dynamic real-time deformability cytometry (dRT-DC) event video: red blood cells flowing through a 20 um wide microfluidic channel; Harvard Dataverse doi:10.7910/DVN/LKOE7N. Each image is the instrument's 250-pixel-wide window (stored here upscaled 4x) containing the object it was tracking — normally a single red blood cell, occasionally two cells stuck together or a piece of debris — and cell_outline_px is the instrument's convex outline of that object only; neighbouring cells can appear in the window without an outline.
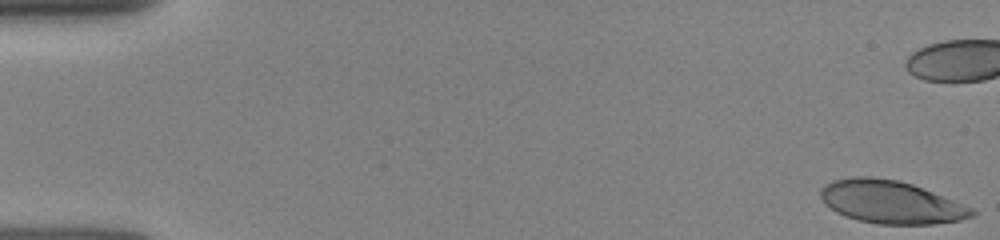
{"species": "human", "species_latin": "Homo sapiens", "temperature_condition": "room temperature", "stored_images_in_passage": 29, "camera_frame_rate_fps": 3000, "um_per_image_px": 0.085, "donor": {"sex": "female"}, "frame": {"image": 1, "passage_image": 1, "time_ms": 0.0, "image_size_px": [1000, 240], "cell_outline_px": [[976, 212], [972, 216], [960, 220], [932, 224], [876, 224], [856, 220], [844, 216], [836, 212], [824, 204], [820, 196], [820, 188], [824, 184], [832, 180], [852, 176], [868, 176], [896, 180], [912, 184], [972, 208]], "centroid_in_image_um": [75.64, 17.17], "position_along_channel_um": 9.4, "area_um2": 37.74}}
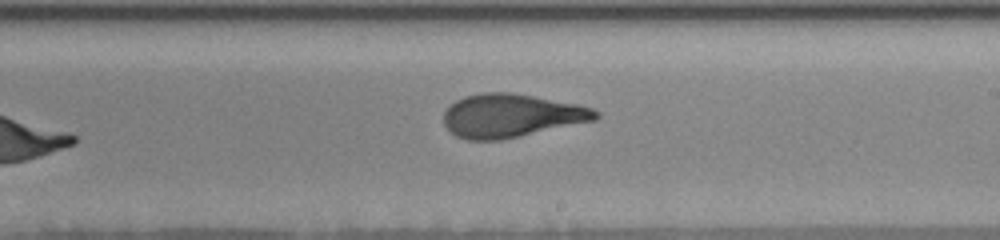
{"frame": {"image": 2, "passage_image": 29, "time_ms": 10.333, "image_size_px": [1000, 240], "cell_outline_px": [[600, 116], [596, 120], [520, 136], [500, 140], [468, 140], [456, 136], [444, 124], [444, 112], [456, 100], [464, 96], [484, 92], [512, 92], [576, 104], [592, 108], [600, 112]], "centroid_in_image_um": [43.46, 9.83], "position_along_channel_um": 245.5, "area_um2": 38.26}}